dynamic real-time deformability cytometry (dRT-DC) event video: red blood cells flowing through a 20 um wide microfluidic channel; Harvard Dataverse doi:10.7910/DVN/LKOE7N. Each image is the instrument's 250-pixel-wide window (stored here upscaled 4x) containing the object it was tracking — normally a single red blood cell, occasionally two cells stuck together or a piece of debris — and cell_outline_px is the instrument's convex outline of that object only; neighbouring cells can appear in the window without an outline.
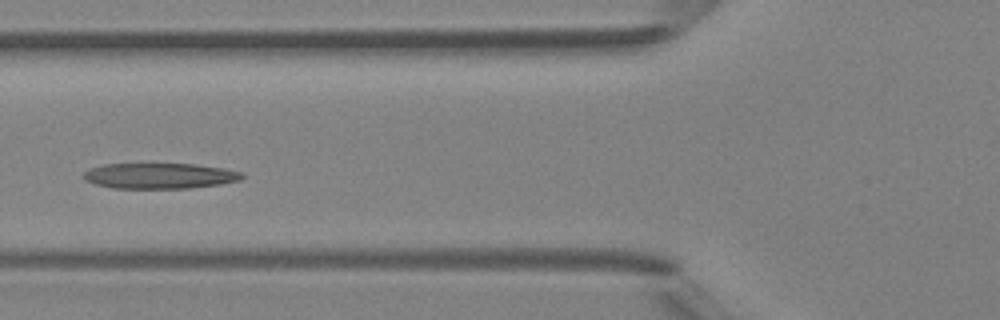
{"species": "Egyptian fruit bat (a non-hibernating species)", "species_latin": "Rousettus aegyptiacus", "temperature_condition": "room temperature", "stored_images_in_passage": 4, "camera_frame_rate_fps": 3000, "um_per_image_px": 0.085, "animal": {"sex": "female"}, "frame": {"image": 1, "passage_image": 4, "time_ms": 3.333, "image_size_px": [1000, 320], "cell_outline_px": [[244, 176], [240, 180], [220, 184], [188, 188], [112, 188], [96, 184], [84, 180], [84, 172], [92, 168], [104, 164], [196, 164], [224, 168], [244, 172]], "centroid_in_image_um": [13.61, 14.94], "position_along_channel_um": 112.2, "area_um2": 23.58}}